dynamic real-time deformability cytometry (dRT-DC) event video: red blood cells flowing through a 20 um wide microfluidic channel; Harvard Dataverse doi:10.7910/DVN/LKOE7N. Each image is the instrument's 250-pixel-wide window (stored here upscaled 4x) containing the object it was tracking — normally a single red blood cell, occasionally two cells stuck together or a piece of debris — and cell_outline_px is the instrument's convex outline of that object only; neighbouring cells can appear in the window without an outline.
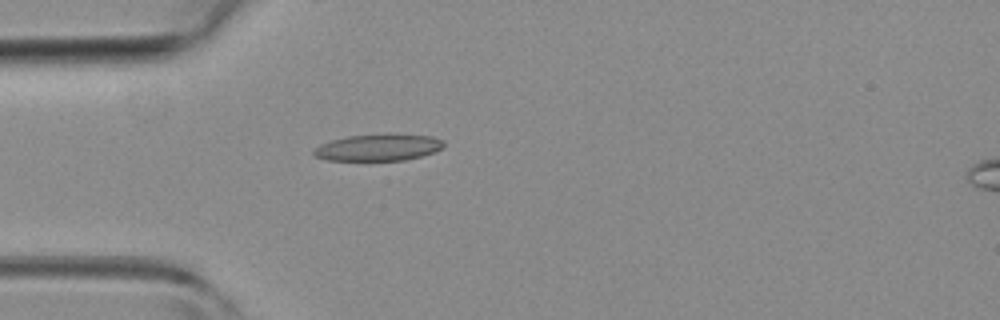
{"species": "common noctule bat (a hibernating species)", "species_latin": "Nyctalus noctula", "temperature_condition": "room temperature", "stored_images_in_passage": 4, "camera_frame_rate_fps": 3000, "um_per_image_px": 0.085, "animal": {"sex": "female", "body_mass_g": 19.3, "forearm_length_mm": 54.1}, "frame": {"image": 1, "passage_image": 4, "time_ms": 3.333, "image_size_px": [1000, 320], "cell_outline_px": [[444, 144], [440, 148], [432, 152], [420, 156], [404, 160], [328, 160], [316, 156], [312, 152], [320, 144], [332, 140], [348, 136], [432, 136], [444, 140]], "centroid_in_image_um": [32.12, 12.56], "position_along_channel_um": 52.9, "area_um2": 19.19}}